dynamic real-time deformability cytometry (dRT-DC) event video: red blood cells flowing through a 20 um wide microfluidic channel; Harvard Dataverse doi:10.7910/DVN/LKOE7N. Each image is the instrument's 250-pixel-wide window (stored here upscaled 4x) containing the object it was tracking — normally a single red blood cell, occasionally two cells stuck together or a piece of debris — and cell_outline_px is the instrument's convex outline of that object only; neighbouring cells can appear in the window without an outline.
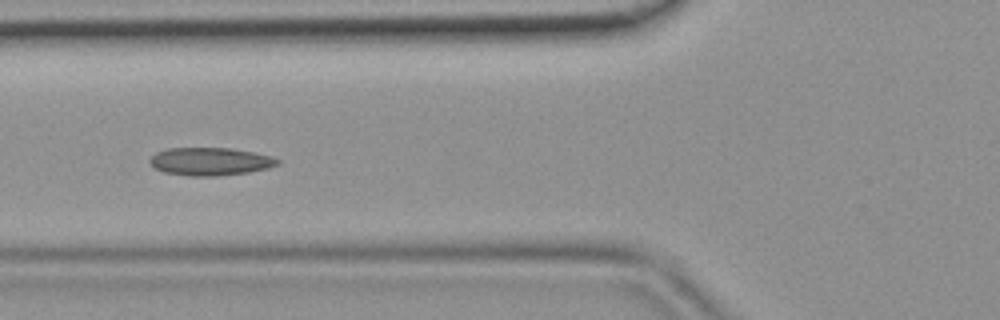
{"species": "common noctule bat (a hibernating species)", "species_latin": "Nyctalus noctula", "temperature_condition": "room temperature", "stored_images_in_passage": 45, "camera_frame_rate_fps": 3000, "um_per_image_px": 0.085, "animal": {"sex": "female", "body_mass_g": 19.9}, "frame": {"image": 1, "passage_image": 17, "time_ms": 5.333, "image_size_px": [1000, 320], "cell_outline_px": [[280, 164], [268, 168], [248, 172], [216, 176], [188, 176], [164, 172], [152, 168], [148, 164], [148, 160], [156, 152], [164, 148], [232, 148], [272, 156], [280, 160]], "centroid_in_image_um": [17.82, 13.72], "position_along_channel_um": 108.0, "area_um2": 21.04}}
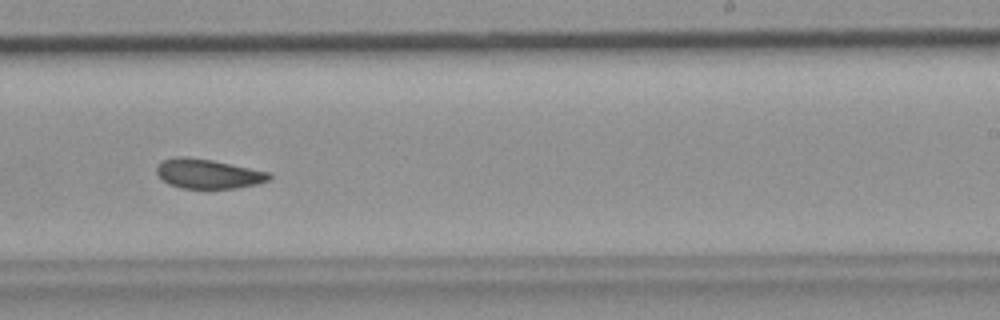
{"frame": {"image": 2, "passage_image": 28, "time_ms": 9.0, "image_size_px": [1000, 320], "cell_outline_px": [[272, 176], [268, 180], [256, 184], [236, 188], [180, 188], [168, 184], [156, 172], [156, 168], [164, 160], [176, 156], [184, 156], [212, 160], [272, 172]], "centroid_in_image_um": [17.71, 14.77], "position_along_channel_um": 271.3, "area_um2": 19.31}}
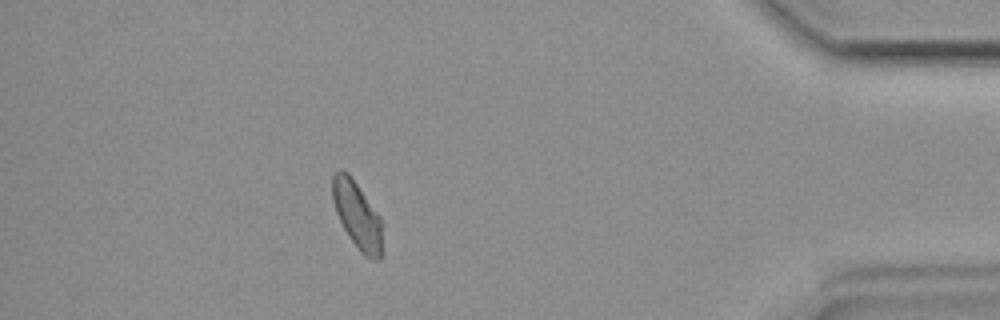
{"frame": {"image": 3, "passage_image": 40, "time_ms": 13.0, "image_size_px": [1000, 320], "cell_outline_px": [[380, 260], [372, 260], [364, 256], [360, 252], [344, 228], [336, 212], [332, 200], [332, 176], [340, 168], [348, 172], [380, 216]], "centroid_in_image_um": [30.32, 18.25], "position_along_channel_um": 404.9, "area_um2": 19.07}}